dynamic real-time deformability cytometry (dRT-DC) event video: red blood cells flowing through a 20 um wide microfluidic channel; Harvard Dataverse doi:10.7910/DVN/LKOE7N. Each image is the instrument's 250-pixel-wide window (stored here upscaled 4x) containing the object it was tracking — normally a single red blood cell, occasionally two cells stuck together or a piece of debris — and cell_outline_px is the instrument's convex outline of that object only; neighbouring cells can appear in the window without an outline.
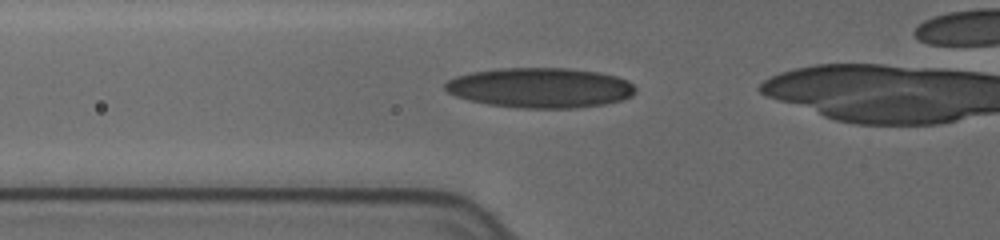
{"species": "human", "species_latin": "Homo sapiens", "temperature_condition": "cold", "stored_images_in_passage": 43, "camera_frame_rate_fps": 3000, "um_per_image_px": 0.085, "donor": {"sex": "female"}, "frame": {"image": 1, "passage_image": 14, "time_ms": 4.333, "image_size_px": [1000, 240], "cell_outline_px": [[636, 92], [632, 96], [624, 100], [604, 104], [576, 108], [520, 108], [488, 104], [468, 100], [456, 96], [448, 92], [444, 88], [444, 84], [448, 80], [456, 76], [472, 72], [500, 68], [568, 68], [600, 72], [616, 76], [628, 80], [636, 88]], "centroid_in_image_um": [45.95, 7.46], "position_along_channel_um": 79.9, "area_um2": 44.68}}
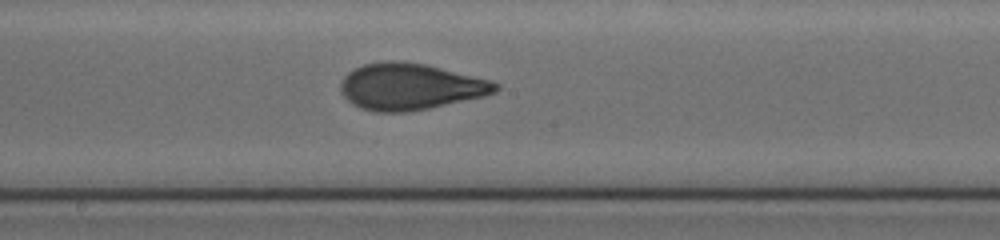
{"frame": {"image": 2, "passage_image": 25, "time_ms": 8.0, "image_size_px": [1000, 240], "cell_outline_px": [[500, 88], [496, 92], [484, 96], [428, 108], [404, 112], [372, 112], [360, 108], [352, 104], [344, 96], [340, 88], [340, 84], [344, 76], [348, 72], [364, 64], [388, 60], [392, 60], [424, 64], [492, 80], [500, 84]], "centroid_in_image_um": [34.87, 7.36], "position_along_channel_um": 213.3, "area_um2": 41.85}}
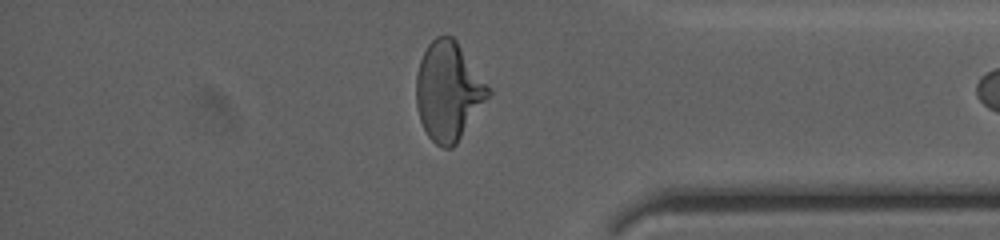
{"frame": {"image": 3, "passage_image": 41, "time_ms": 13.333, "image_size_px": [1000, 240], "cell_outline_px": [[492, 92], [456, 144], [452, 148], [444, 148], [436, 144], [428, 136], [420, 120], [416, 104], [416, 76], [420, 60], [428, 44], [436, 36], [452, 36], [456, 40]], "centroid_in_image_um": [38.09, 7.76], "position_along_channel_um": 397.1, "area_um2": 40.92}}